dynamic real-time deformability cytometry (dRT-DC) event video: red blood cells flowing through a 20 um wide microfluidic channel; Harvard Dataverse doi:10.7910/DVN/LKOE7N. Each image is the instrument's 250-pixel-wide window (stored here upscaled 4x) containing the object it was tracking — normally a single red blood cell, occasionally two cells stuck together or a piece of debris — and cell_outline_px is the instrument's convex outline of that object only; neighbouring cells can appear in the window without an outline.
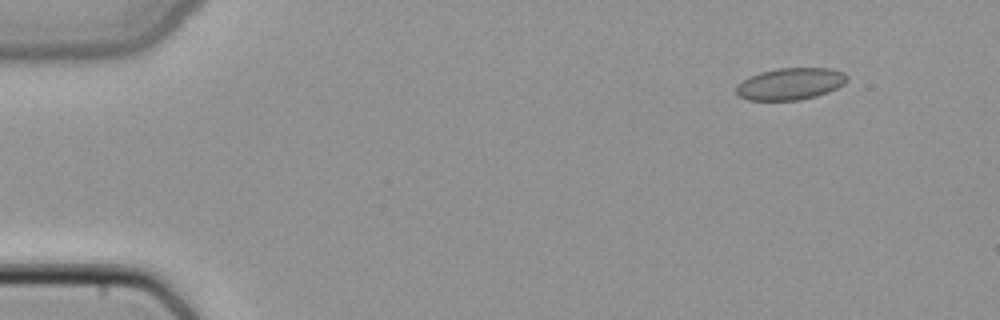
{"species": "common noctule bat (a hibernating species)", "species_latin": "Nyctalus noctula", "temperature_condition": "cold", "stored_images_in_passage": 5, "camera_frame_rate_fps": 3000, "um_per_image_px": 0.085, "animal": {"sex": "female", "body_mass_g": 22.7, "forearm_length_mm": 54.2}, "frame": {"image": 1, "passage_image": 2, "time_ms": 0.333, "image_size_px": [1000, 320], "cell_outline_px": [[848, 76], [844, 84], [828, 92], [816, 96], [800, 100], [748, 100], [740, 96], [736, 92], [736, 84], [748, 76], [760, 72], [776, 68], [832, 68], [844, 72]], "centroid_in_image_um": [67.17, 7.12], "position_along_channel_um": 17.8, "area_um2": 20.75}}
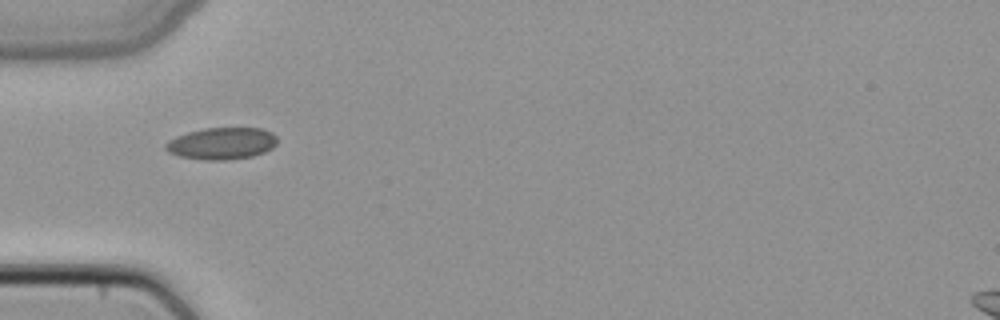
{"frame": {"image": 2, "passage_image": 5, "time_ms": 1.333, "image_size_px": [1000, 320], "cell_outline_px": [[276, 144], [272, 148], [264, 152], [252, 156], [228, 160], [204, 160], [180, 156], [168, 152], [164, 148], [164, 144], [168, 140], [176, 136], [188, 132], [204, 128], [260, 128], [272, 132], [276, 136]], "centroid_in_image_um": [18.83, 12.19], "position_along_channel_um": 66.2, "area_um2": 20.81}}